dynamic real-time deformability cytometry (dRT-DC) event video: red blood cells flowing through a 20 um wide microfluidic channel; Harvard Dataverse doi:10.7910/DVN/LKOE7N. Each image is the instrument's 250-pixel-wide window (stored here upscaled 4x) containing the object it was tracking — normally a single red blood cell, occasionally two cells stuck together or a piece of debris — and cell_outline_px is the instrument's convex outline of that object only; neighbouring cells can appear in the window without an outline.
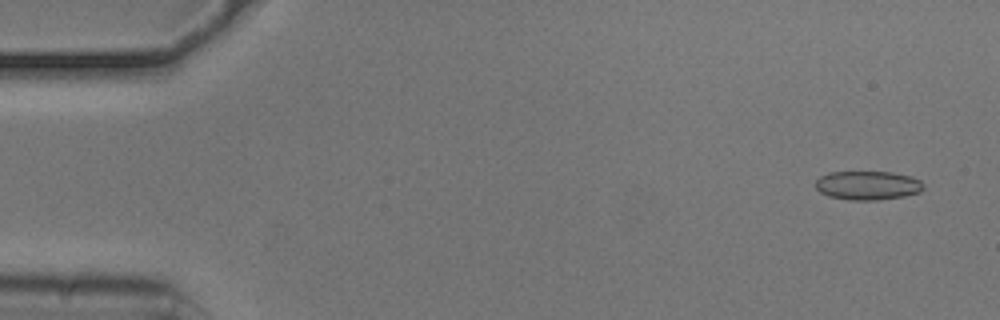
{"species": "common noctule bat (a hibernating species)", "species_latin": "Nyctalus noctula", "temperature_condition": "cold", "stored_images_in_passage": 50, "camera_frame_rate_fps": 3000, "um_per_image_px": 0.085, "animal": {"sex": "male", "body_mass_g": 20.5, "forearm_length_mm": 52.5}, "frame": {"image": 1, "passage_image": 1, "time_ms": 0.0, "image_size_px": [1000, 320], "cell_outline_px": [[924, 188], [920, 192], [904, 196], [876, 200], [848, 200], [828, 196], [820, 192], [816, 188], [816, 180], [820, 176], [828, 172], [892, 172], [912, 176], [920, 180], [924, 184]], "centroid_in_image_um": [73.76, 15.75], "position_along_channel_um": 11.2, "area_um2": 18.32}}
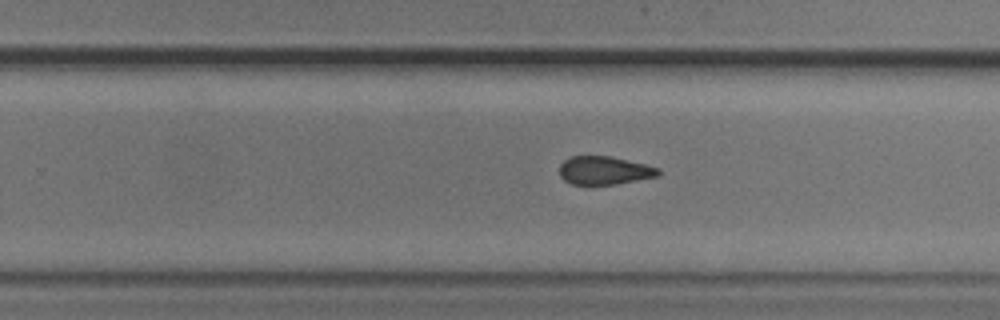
{"frame": {"image": 2, "passage_image": 32, "time_ms": 10.333, "image_size_px": [1000, 320], "cell_outline_px": [[660, 176], [616, 184], [572, 184], [564, 180], [560, 176], [560, 164], [564, 160], [572, 156], [612, 156], [660, 168]], "centroid_in_image_um": [51.39, 14.48], "position_along_channel_um": 278.4, "area_um2": 16.3}}
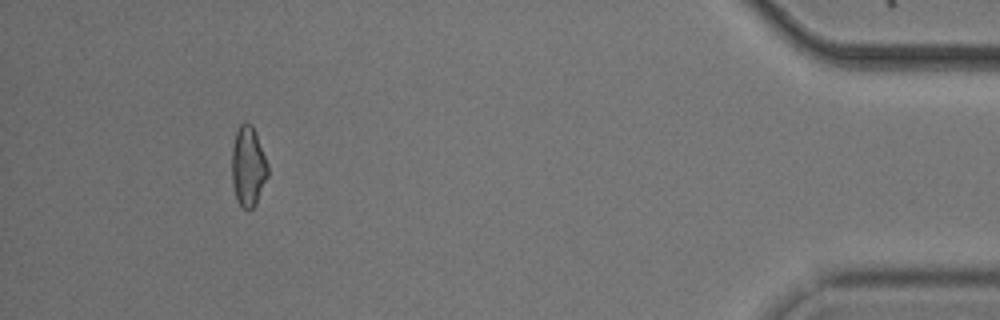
{"frame": {"image": 3, "passage_image": 48, "time_ms": 15.667, "image_size_px": [1000, 320], "cell_outline_px": [[268, 176], [256, 204], [252, 208], [244, 208], [240, 204], [236, 196], [232, 184], [232, 148], [236, 132], [240, 124], [244, 120], [252, 124], [256, 132], [268, 164]], "centroid_in_image_um": [21.1, 14.09], "position_along_channel_um": 414.1, "area_um2": 16.82}}